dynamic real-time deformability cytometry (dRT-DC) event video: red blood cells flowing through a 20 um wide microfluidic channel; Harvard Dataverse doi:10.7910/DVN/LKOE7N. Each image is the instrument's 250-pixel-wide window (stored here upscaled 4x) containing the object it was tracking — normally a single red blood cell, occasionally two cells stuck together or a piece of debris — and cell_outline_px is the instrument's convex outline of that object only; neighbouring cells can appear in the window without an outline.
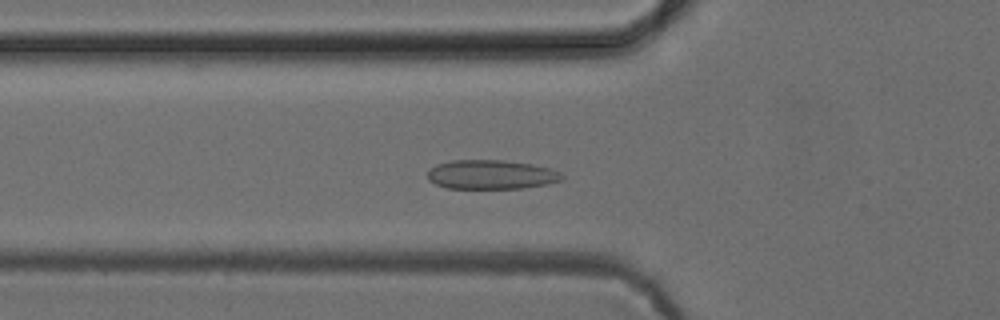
{"species": "common noctule bat (a hibernating species)", "species_latin": "Nyctalus noctula", "temperature_condition": "cold", "stored_images_in_passage": 49, "camera_frame_rate_fps": 3000, "um_per_image_px": 0.085, "animal": {"sex": "female", "body_mass_g": 24.6, "forearm_length_mm": 56.2}, "frame": {"image": 1, "passage_image": 15, "time_ms": 4.667, "image_size_px": [1000, 320], "cell_outline_px": [[564, 176], [560, 180], [548, 184], [524, 188], [448, 188], [436, 184], [428, 180], [428, 172], [436, 164], [452, 160], [504, 160], [532, 164], [548, 168], [560, 172]], "centroid_in_image_um": [41.75, 14.83], "position_along_channel_um": 84.0, "area_um2": 22.77}}
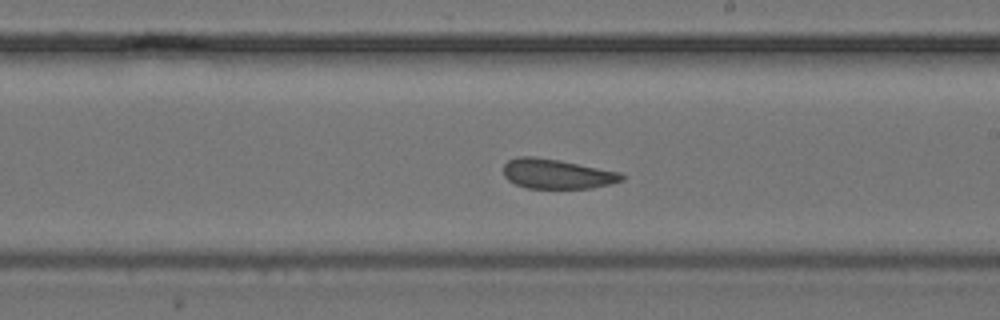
{"frame": {"image": 2, "passage_image": 27, "time_ms": 8.667, "image_size_px": [1000, 320], "cell_outline_px": [[624, 180], [612, 184], [592, 188], [528, 188], [516, 184], [508, 180], [504, 176], [504, 164], [508, 160], [516, 156], [536, 156], [560, 160], [620, 172], [624, 176]], "centroid_in_image_um": [47.34, 14.77], "position_along_channel_um": 241.7, "area_um2": 20.63}}
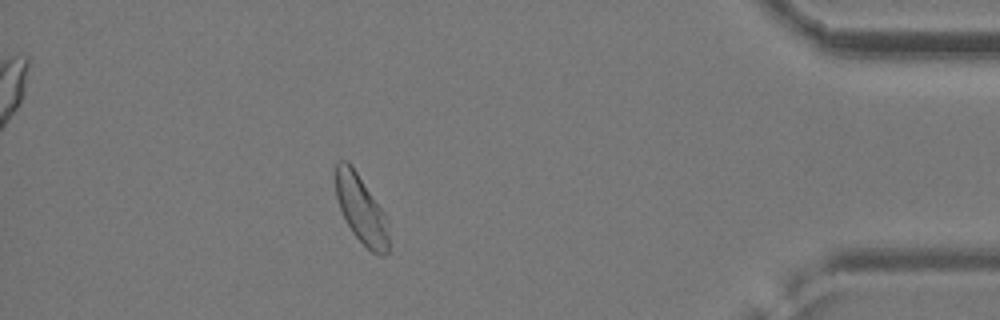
{"frame": {"image": 3, "passage_image": 43, "time_ms": 14.0, "image_size_px": [1000, 320], "cell_outline_px": [[388, 252], [384, 256], [380, 256], [372, 252], [352, 232], [340, 208], [336, 196], [336, 164], [340, 160], [348, 160], [352, 164], [388, 216]], "centroid_in_image_um": [30.73, 17.76], "position_along_channel_um": 404.5, "area_um2": 21.27}}